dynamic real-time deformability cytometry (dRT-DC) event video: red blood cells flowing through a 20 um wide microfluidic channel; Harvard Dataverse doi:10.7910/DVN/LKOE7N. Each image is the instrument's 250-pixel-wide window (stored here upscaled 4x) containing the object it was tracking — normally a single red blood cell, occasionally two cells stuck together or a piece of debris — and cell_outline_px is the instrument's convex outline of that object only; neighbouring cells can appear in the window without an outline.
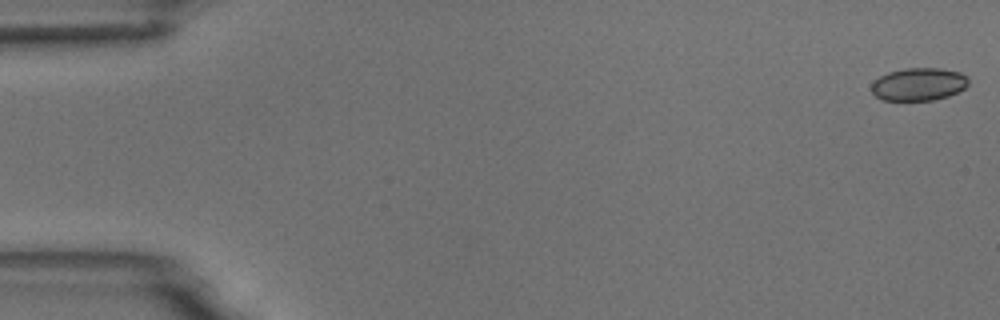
{"species": "common noctule bat (a hibernating species)", "species_latin": "Nyctalus noctula", "temperature_condition": "room temperature", "stored_images_in_passage": 5, "camera_frame_rate_fps": 3000, "um_per_image_px": 0.085, "animal": {"sex": "male", "body_mass_g": 18.8}, "frame": {"image": 1, "passage_image": 1, "time_ms": 0.0, "image_size_px": [1000, 320], "cell_outline_px": [[968, 84], [964, 88], [948, 96], [932, 100], [884, 100], [876, 96], [872, 92], [872, 84], [880, 76], [888, 72], [904, 68], [940, 68], [960, 72], [968, 76]], "centroid_in_image_um": [78.1, 7.15], "position_along_channel_um": 6.9, "area_um2": 18.44}}
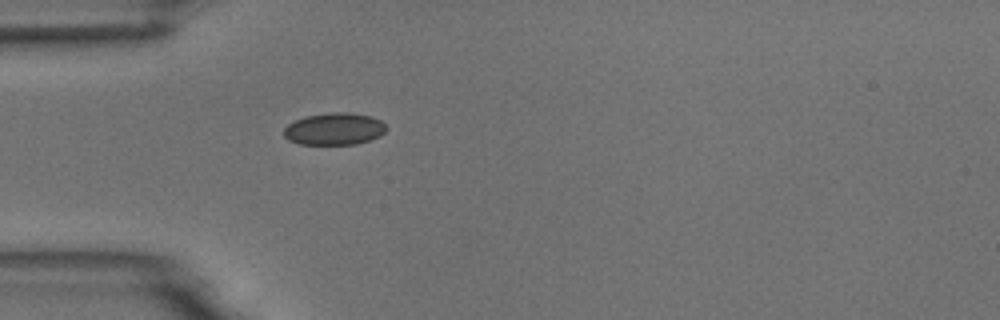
{"frame": {"image": 2, "passage_image": 5, "time_ms": 5.0, "image_size_px": [1000, 320], "cell_outline_px": [[388, 128], [380, 136], [356, 144], [300, 144], [288, 140], [284, 136], [284, 128], [288, 124], [304, 116], [332, 112], [344, 112], [372, 116], [380, 120]], "centroid_in_image_um": [28.41, 10.95], "position_along_channel_um": 56.6, "area_um2": 19.13}}